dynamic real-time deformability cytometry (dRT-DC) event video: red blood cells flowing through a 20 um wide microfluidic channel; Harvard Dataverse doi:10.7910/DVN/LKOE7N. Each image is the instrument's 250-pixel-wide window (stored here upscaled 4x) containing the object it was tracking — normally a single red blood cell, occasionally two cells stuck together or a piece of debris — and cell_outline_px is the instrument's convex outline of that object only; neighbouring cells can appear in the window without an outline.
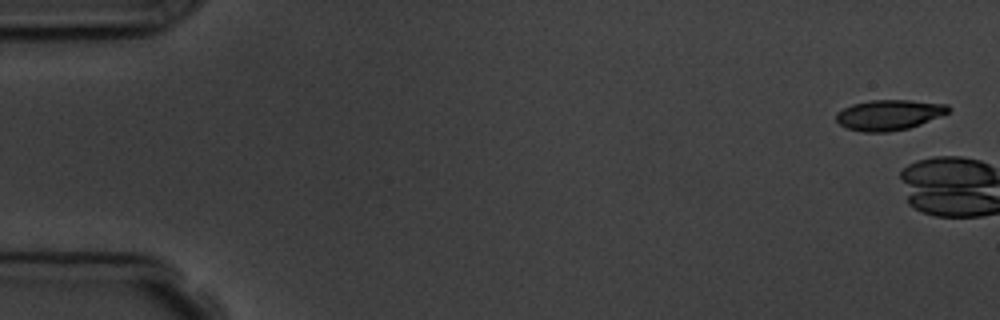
{"species": "common noctule bat (a hibernating species)", "species_latin": "Nyctalus noctula", "temperature_condition": "room temperature", "stored_images_in_passage": 6, "camera_frame_rate_fps": 3000, "um_per_image_px": 0.085, "animal": {"sex": "male", "body_mass_g": 19.5, "forearm_length_mm": 54.6}, "frame": {"image": 1, "passage_image": 1, "time_ms": 0.0, "image_size_px": [1000, 320], "cell_outline_px": [[952, 108], [948, 112], [940, 116], [920, 124], [908, 128], [888, 132], [864, 132], [848, 128], [840, 124], [836, 120], [836, 112], [852, 104], [872, 100], [912, 100], [948, 104]], "centroid_in_image_um": [75.58, 9.76], "position_along_channel_um": 9.4, "area_um2": 19.83}}